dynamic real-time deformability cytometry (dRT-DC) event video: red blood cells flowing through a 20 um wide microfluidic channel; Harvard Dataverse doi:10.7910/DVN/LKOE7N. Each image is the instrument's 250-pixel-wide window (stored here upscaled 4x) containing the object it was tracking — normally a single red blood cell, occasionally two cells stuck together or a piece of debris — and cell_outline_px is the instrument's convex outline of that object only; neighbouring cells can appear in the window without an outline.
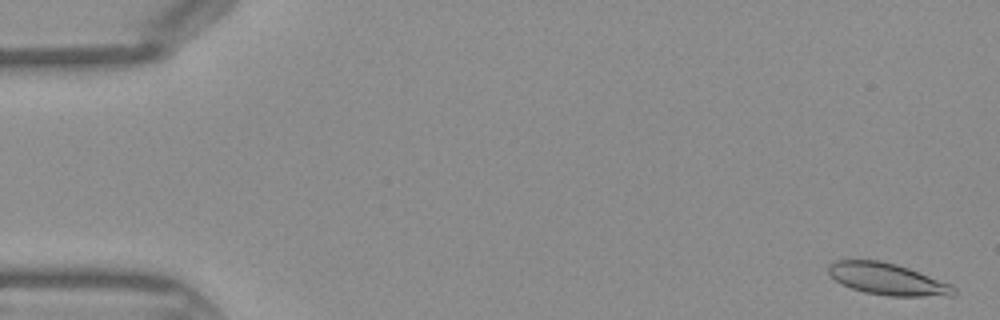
{"species": "Egyptian fruit bat (a non-hibernating species)", "species_latin": "Rousettus aegyptiacus", "temperature_condition": "warm", "stored_images_in_passage": 45, "camera_frame_rate_fps": 3000, "um_per_image_px": 0.085, "frame": {"image": 1, "passage_image": 2, "time_ms": 0.333, "image_size_px": [1000, 320], "cell_outline_px": [[956, 292], [952, 296], [888, 296], [864, 292], [840, 284], [828, 272], [828, 264], [836, 260], [880, 260], [896, 264], [908, 268], [952, 284], [956, 288]], "centroid_in_image_um": [75.44, 23.72], "position_along_channel_um": 9.6, "area_um2": 23.24}}
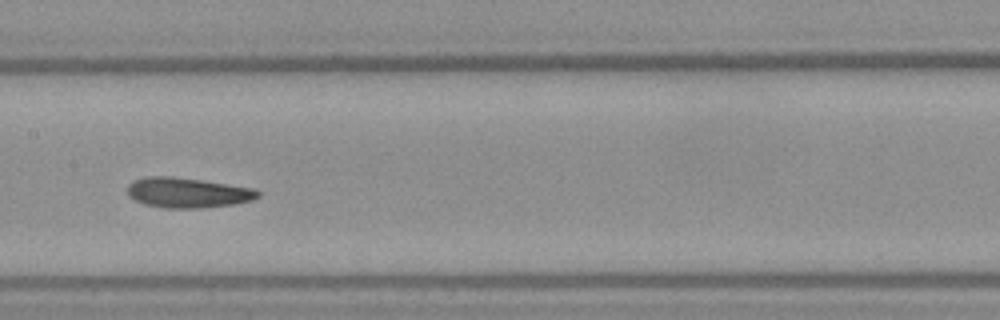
{"frame": {"image": 2, "passage_image": 23, "time_ms": 7.333, "image_size_px": [1000, 320], "cell_outline_px": [[260, 196], [252, 200], [236, 204], [204, 208], [164, 208], [144, 204], [128, 196], [128, 184], [136, 180], [148, 176], [172, 176], [256, 188], [260, 192]], "centroid_in_image_um": [15.98, 16.38], "position_along_channel_um": 191.4, "area_um2": 23.0}}
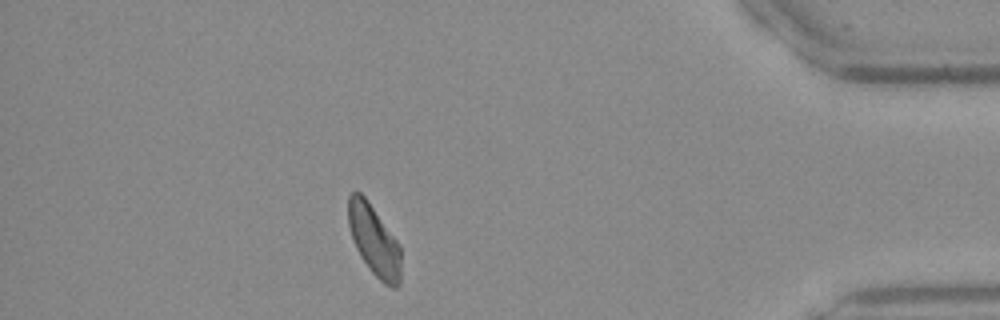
{"frame": {"image": 3, "passage_image": 40, "time_ms": 13.0, "image_size_px": [1000, 320], "cell_outline_px": [[400, 284], [396, 288], [392, 288], [384, 284], [368, 268], [360, 256], [356, 248], [348, 224], [348, 196], [352, 192], [360, 192], [368, 200], [400, 244]], "centroid_in_image_um": [31.8, 20.44], "position_along_channel_um": 403.4, "area_um2": 21.73}}